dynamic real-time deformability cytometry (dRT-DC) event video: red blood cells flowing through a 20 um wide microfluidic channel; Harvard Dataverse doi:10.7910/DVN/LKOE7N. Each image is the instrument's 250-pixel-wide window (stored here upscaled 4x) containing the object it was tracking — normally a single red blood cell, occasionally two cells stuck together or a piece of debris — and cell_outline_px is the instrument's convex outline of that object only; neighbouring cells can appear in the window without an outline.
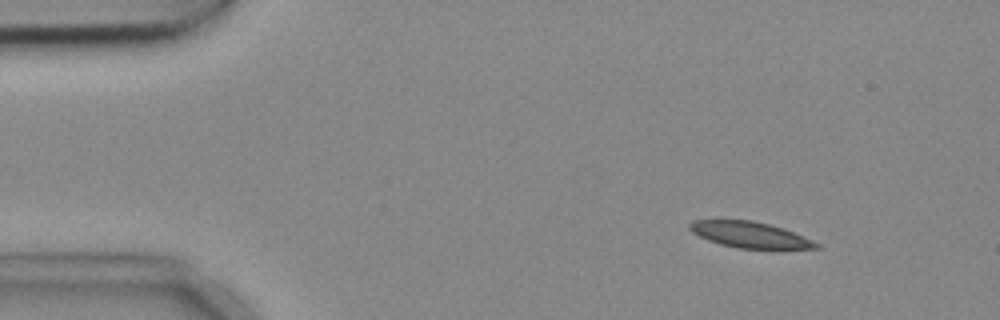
{"species": "common noctule bat (a hibernating species)", "species_latin": "Nyctalus noctula", "temperature_condition": "cold", "stored_images_in_passage": 4, "camera_frame_rate_fps": 3000, "um_per_image_px": 0.085, "animal": {"sex": "female", "body_mass_g": 18.4}, "frame": {"image": 1, "passage_image": 2, "time_ms": 0.333, "image_size_px": [1000, 320], "cell_outline_px": [[820, 248], [780, 252], [740, 248], [720, 244], [708, 240], [692, 232], [688, 228], [688, 224], [692, 220], [720, 216], [752, 220], [784, 228], [804, 236], [820, 244]], "centroid_in_image_um": [63.76, 19.95], "position_along_channel_um": 21.2, "area_um2": 20.98}}